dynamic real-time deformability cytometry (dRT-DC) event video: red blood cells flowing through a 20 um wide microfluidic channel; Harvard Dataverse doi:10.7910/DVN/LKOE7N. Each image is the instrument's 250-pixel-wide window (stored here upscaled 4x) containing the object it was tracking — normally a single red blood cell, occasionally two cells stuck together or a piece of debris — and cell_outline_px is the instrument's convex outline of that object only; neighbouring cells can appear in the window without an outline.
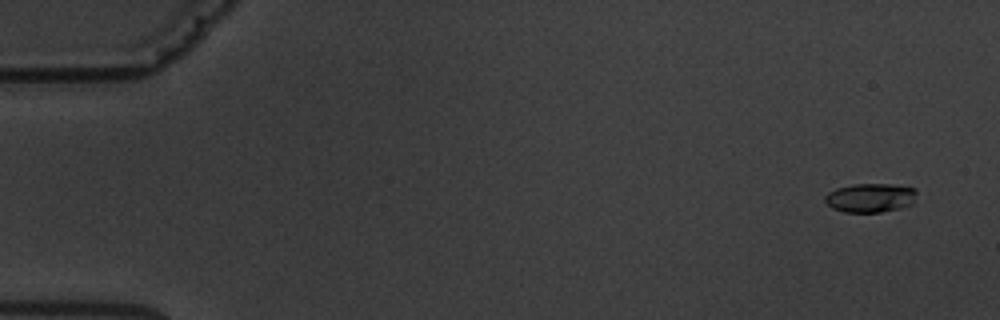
{"species": "common noctule bat (a hibernating species)", "species_latin": "Nyctalus noctula", "temperature_condition": "warm", "stored_images_in_passage": 6, "camera_frame_rate_fps": 3000, "um_per_image_px": 0.085, "animal": {"sex": "male", "body_mass_g": 19.5, "forearm_length_mm": 54.6}, "frame": {"image": 1, "passage_image": 2, "time_ms": 1.0, "image_size_px": [1000, 320], "cell_outline_px": [[916, 192], [912, 204], [900, 208], [880, 212], [844, 212], [832, 208], [824, 200], [824, 196], [828, 192], [836, 188], [852, 184], [888, 184], [916, 188]], "centroid_in_image_um": [73.95, 16.81], "position_along_channel_um": 11.1, "area_um2": 15.49}}